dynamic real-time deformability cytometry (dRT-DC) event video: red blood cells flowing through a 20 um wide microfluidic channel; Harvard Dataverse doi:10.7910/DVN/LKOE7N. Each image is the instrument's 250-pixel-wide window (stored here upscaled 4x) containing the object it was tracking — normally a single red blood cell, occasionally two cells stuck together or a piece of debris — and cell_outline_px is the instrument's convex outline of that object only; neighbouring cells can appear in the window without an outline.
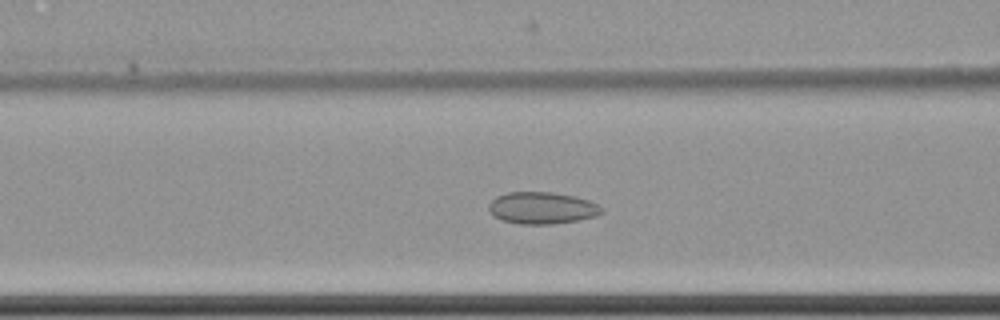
{"species": "common noctule bat (a hibernating species)", "species_latin": "Nyctalus noctula", "temperature_condition": "cold", "stored_images_in_passage": 64, "camera_frame_rate_fps": 3000, "um_per_image_px": 0.085, "animal": {"sex": "female", "body_mass_g": 22.7, "forearm_length_mm": 54.2}, "frame": {"image": 1, "passage_image": 29, "time_ms": 9.333, "image_size_px": [1000, 320], "cell_outline_px": [[604, 212], [596, 216], [580, 220], [552, 224], [520, 224], [504, 220], [492, 216], [488, 208], [488, 204], [496, 196], [508, 192], [552, 192], [576, 196], [588, 200], [604, 208]], "centroid_in_image_um": [46.08, 17.67], "position_along_channel_um": 120.5, "area_um2": 21.15}}
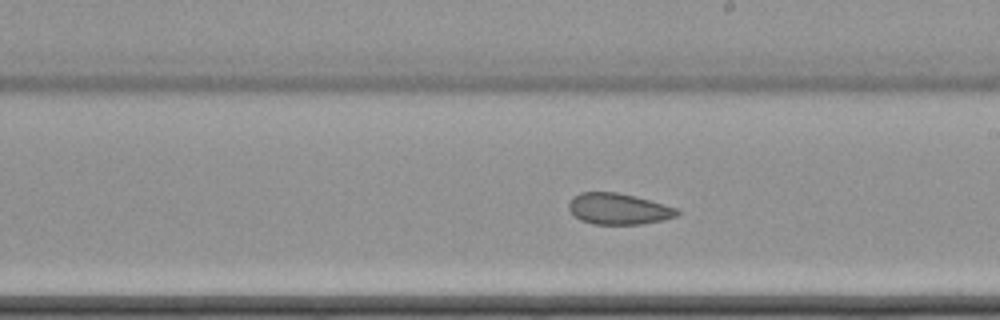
{"frame": {"image": 2, "passage_image": 39, "time_ms": 12.667, "image_size_px": [1000, 320], "cell_outline_px": [[680, 212], [676, 216], [664, 220], [640, 224], [592, 224], [580, 220], [568, 208], [568, 204], [572, 196], [580, 192], [616, 192], [664, 204], [676, 208]], "centroid_in_image_um": [52.54, 17.76], "position_along_channel_um": 236.5, "area_um2": 19.54}}
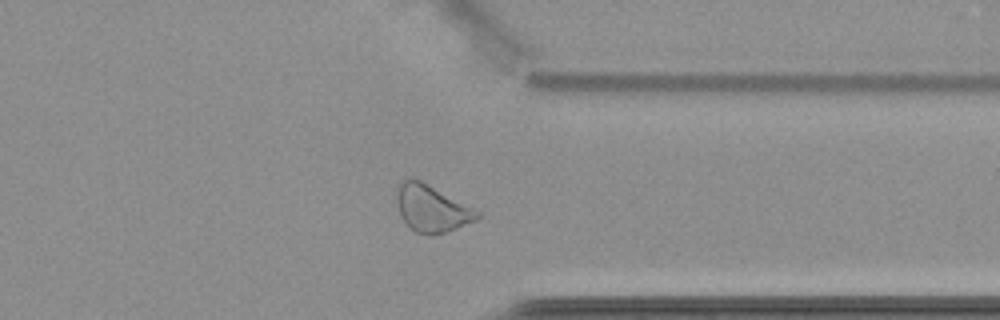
{"frame": {"image": 3, "passage_image": 51, "time_ms": 16.667, "image_size_px": [1000, 320], "cell_outline_px": [[480, 216], [476, 220], [448, 232], [432, 236], [428, 236], [416, 232], [400, 216], [396, 200], [396, 188], [400, 180], [420, 180], [480, 212]], "centroid_in_image_um": [36.67, 17.75], "position_along_channel_um": 374.7, "area_um2": 21.79}, "authors_computed_cell_mechanics": {"area_um2": 24.7095, "velocity_mm_per_s": 3.4817, "shape_relaxation_time_tau1_ms": null, "shape_relaxation_time_tau2_ms": 4.5242, "deformation_change_tau1": null, "deformation_change_tau2": 0.1029}}